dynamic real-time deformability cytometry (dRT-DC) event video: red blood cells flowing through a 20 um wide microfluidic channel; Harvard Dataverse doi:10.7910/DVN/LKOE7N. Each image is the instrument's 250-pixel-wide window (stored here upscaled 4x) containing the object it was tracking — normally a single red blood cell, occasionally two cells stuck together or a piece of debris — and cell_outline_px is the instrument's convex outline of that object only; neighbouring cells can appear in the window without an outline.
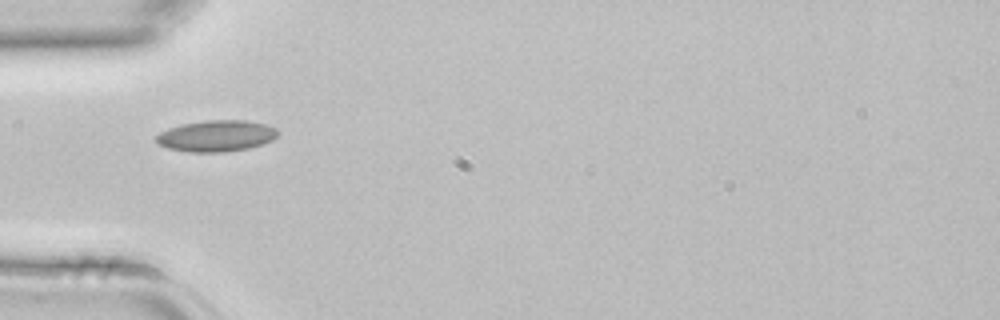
{"species": "common noctule bat (a hibernating species)", "species_latin": "Nyctalus noctula", "temperature_condition": "room temperature", "stored_images_in_passage": 4, "camera_frame_rate_fps": 3000, "um_per_image_px": 0.085, "animal": {"sex": "female", "body_mass_g": 22.7, "forearm_length_mm": 54.2}, "frame": {"image": 1, "passage_image": 4, "time_ms": 1.0, "image_size_px": [1000, 320], "cell_outline_px": [[280, 132], [272, 140], [264, 144], [248, 148], [224, 152], [188, 152], [168, 148], [160, 144], [156, 140], [156, 136], [160, 132], [168, 128], [180, 124], [204, 120], [248, 120], [264, 124], [276, 128]], "centroid_in_image_um": [18.4, 11.54], "position_along_channel_um": 66.6, "area_um2": 22.31}}